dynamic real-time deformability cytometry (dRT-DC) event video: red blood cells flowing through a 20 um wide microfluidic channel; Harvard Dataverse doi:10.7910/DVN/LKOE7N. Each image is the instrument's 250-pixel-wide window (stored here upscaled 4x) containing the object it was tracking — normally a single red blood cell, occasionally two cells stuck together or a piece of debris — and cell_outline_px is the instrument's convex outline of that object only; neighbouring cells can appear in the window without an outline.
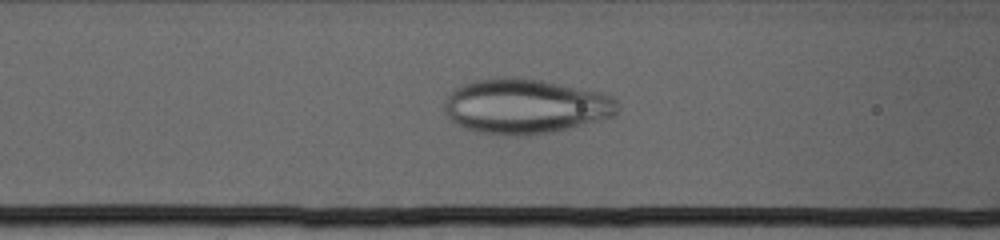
{"species": "human", "species_latin": "Homo sapiens", "temperature_condition": "cold", "stored_images_in_passage": 72, "camera_frame_rate_fps": 3000, "um_per_image_px": 0.085, "donor": {"sex": "female"}, "frame": {"image": 1, "passage_image": 29, "time_ms": 9.333, "image_size_px": [1000, 240], "cell_outline_px": [[620, 108], [616, 116], [552, 132], [524, 136], [516, 136], [476, 132], [464, 128], [452, 120], [444, 112], [444, 100], [456, 88], [464, 84], [476, 80], [500, 76], [520, 76], [600, 92], [612, 96], [616, 100]], "centroid_in_image_um": [44.66, 9.03], "position_along_channel_um": 121.9, "area_um2": 55.72}}
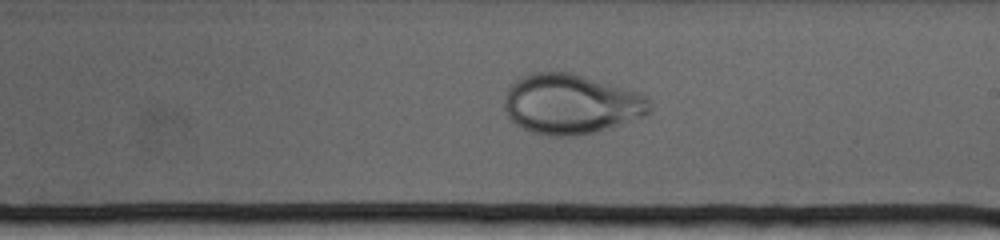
{"frame": {"image": 2, "passage_image": 42, "time_ms": 13.667, "image_size_px": [1000, 240], "cell_outline_px": [[652, 112], [644, 116], [592, 132], [572, 136], [552, 136], [532, 132], [516, 124], [508, 116], [504, 108], [504, 96], [508, 88], [520, 76], [532, 72], [572, 72], [640, 92], [648, 96], [652, 104]], "centroid_in_image_um": [48.54, 8.82], "position_along_channel_um": 240.5, "area_um2": 50.92}}
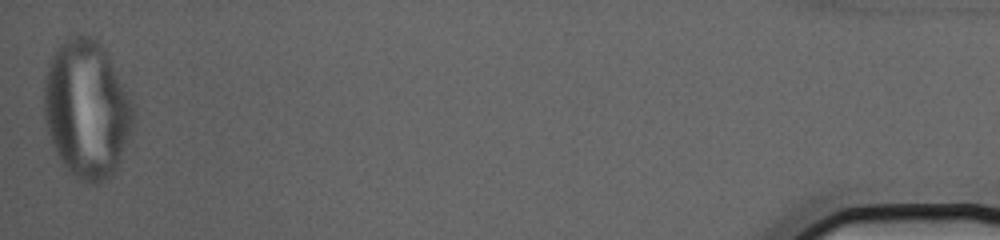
{"frame": {"image": 3, "passage_image": 72, "time_ms": 23.667, "image_size_px": [1000, 240], "cell_outline_px": [[132, 128], [128, 140], [112, 176], [96, 184], [88, 184], [80, 180], [68, 172], [60, 164], [52, 144], [48, 132], [44, 116], [44, 76], [48, 64], [56, 48], [64, 40], [72, 36], [84, 32], [96, 40], [104, 48], [124, 84], [132, 104]], "centroid_in_image_um": [7.34, 9.28], "position_along_channel_um": 427.9, "area_um2": 71.96}}